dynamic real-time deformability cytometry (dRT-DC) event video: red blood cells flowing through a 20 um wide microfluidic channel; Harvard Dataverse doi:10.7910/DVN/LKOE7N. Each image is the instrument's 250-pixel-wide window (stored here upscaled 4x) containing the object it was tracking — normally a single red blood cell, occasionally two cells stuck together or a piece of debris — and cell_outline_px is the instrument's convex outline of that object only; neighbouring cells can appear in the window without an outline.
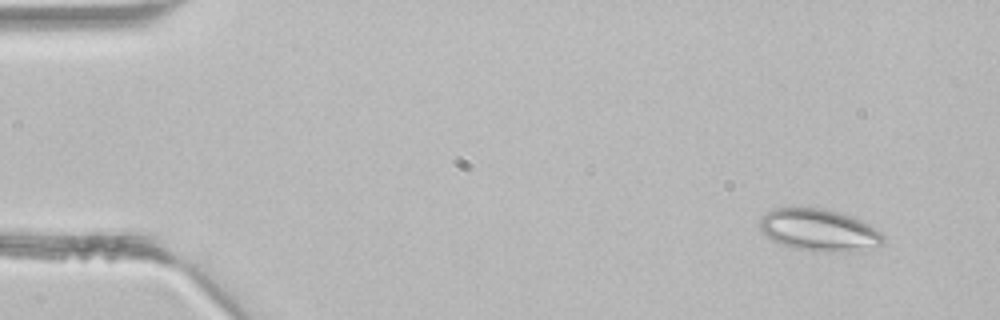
{"species": "common noctule bat (a hibernating species)", "species_latin": "Nyctalus noctula", "temperature_condition": "room temperature", "stored_images_in_passage": 4, "camera_frame_rate_fps": 3000, "um_per_image_px": 0.085, "animal": {"sex": "male", "body_mass_g": 21.5, "forearm_length_mm": 52.0}, "frame": {"image": 1, "passage_image": 1, "time_ms": 0.0, "image_size_px": [1000, 320], "cell_outline_px": [[884, 244], [848, 252], [816, 252], [792, 248], [780, 244], [772, 240], [756, 224], [768, 212], [776, 208], [824, 208], [840, 212], [852, 216], [868, 224], [880, 232], [884, 236]], "centroid_in_image_um": [69.62, 19.57], "position_along_channel_um": 15.4, "area_um2": 30.29}}